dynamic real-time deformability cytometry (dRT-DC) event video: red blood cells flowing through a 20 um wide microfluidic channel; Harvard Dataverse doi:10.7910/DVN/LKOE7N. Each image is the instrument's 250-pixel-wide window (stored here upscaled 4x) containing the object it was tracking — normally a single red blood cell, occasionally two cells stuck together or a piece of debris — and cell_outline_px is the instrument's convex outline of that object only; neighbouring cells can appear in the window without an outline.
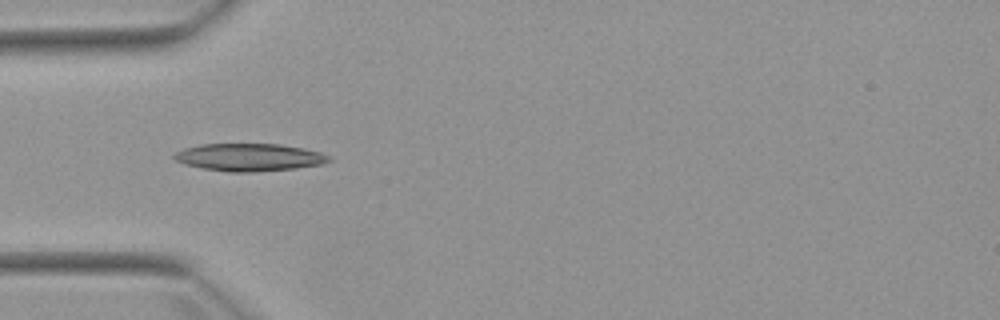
{"species": "Egyptian fruit bat (a non-hibernating species)", "species_latin": "Rousettus aegyptiacus", "temperature_condition": "warm", "stored_images_in_passage": 7, "camera_frame_rate_fps": 3000, "um_per_image_px": 0.085, "animal": {"sex": "female"}, "frame": {"image": 1, "passage_image": 5, "time_ms": 4.667, "image_size_px": [1000, 320], "cell_outline_px": [[332, 160], [324, 164], [296, 168], [252, 172], [228, 172], [200, 168], [184, 164], [176, 160], [172, 156], [176, 152], [184, 148], [200, 144], [280, 144], [304, 148], [320, 152], [328, 156]], "centroid_in_image_um": [21.18, 13.37], "position_along_channel_um": 63.8, "area_um2": 24.97}}
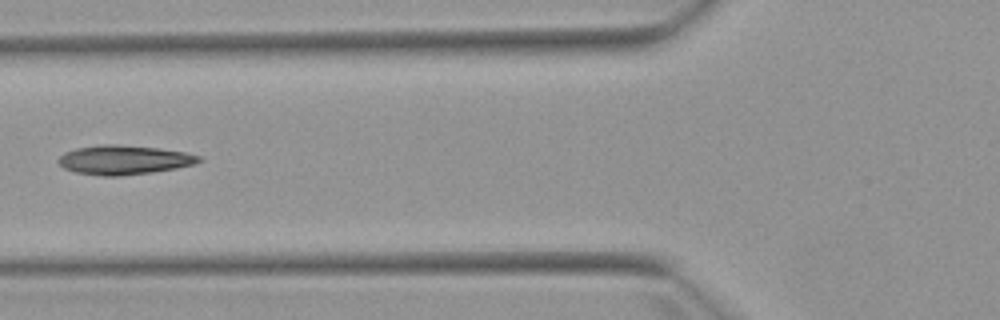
{"frame": {"image": 2, "passage_image": 6, "time_ms": 6.0, "image_size_px": [1000, 320], "cell_outline_px": [[204, 160], [196, 164], [176, 168], [152, 172], [120, 176], [100, 176], [76, 172], [64, 168], [56, 160], [64, 152], [76, 148], [100, 144], [116, 144], [160, 148], [184, 152], [200, 156]], "centroid_in_image_um": [10.54, 13.59], "position_along_channel_um": 115.3, "area_um2": 24.1}}
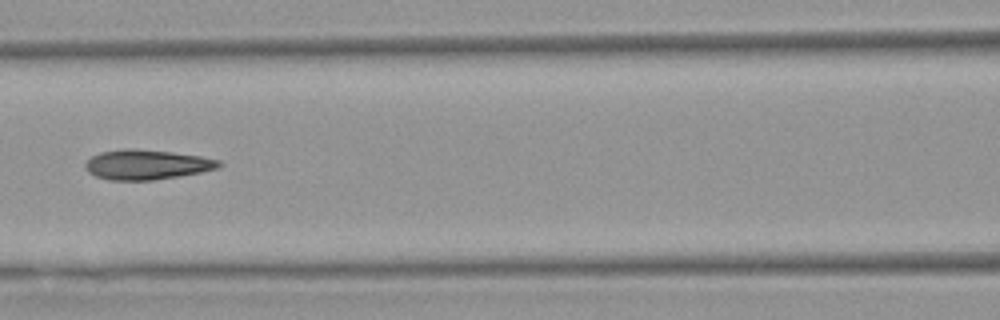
{"frame": {"image": 3, "passage_image": 7, "time_ms": 7.0, "image_size_px": [1000, 320], "cell_outline_px": [[224, 164], [216, 168], [200, 172], [152, 180], [108, 180], [96, 176], [88, 172], [84, 168], [84, 164], [92, 156], [100, 152], [120, 148], [136, 148], [172, 152], [200, 156], [220, 160]], "centroid_in_image_um": [12.43, 13.98], "position_along_channel_um": 154.2, "area_um2": 23.29}}